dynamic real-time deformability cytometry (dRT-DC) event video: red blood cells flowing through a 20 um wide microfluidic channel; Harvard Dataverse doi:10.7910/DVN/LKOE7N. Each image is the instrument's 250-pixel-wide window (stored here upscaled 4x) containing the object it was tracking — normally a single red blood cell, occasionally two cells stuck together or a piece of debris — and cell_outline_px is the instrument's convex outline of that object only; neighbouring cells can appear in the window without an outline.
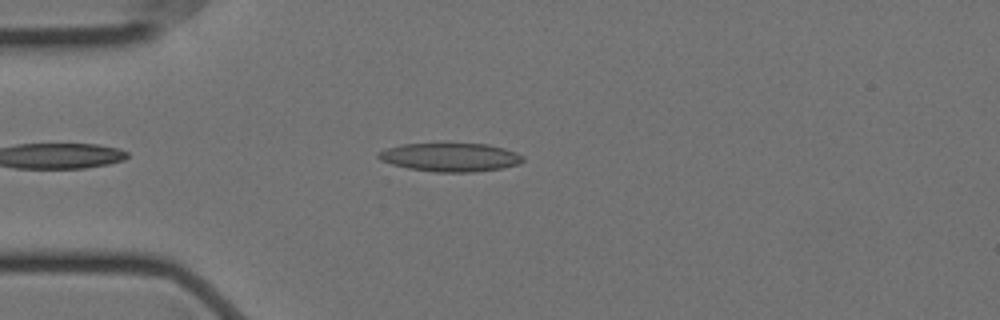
{"species": "Egyptian fruit bat (a non-hibernating species)", "species_latin": "Rousettus aegyptiacus", "temperature_condition": "cold", "stored_images_in_passage": 45, "camera_frame_rate_fps": 3000, "um_per_image_px": 0.085, "animal": {"sex": "female"}, "frame": {"image": 1, "passage_image": 6, "time_ms": 1.667, "image_size_px": [1000, 320], "cell_outline_px": [[524, 160], [520, 164], [500, 168], [472, 172], [436, 172], [408, 168], [392, 164], [380, 160], [376, 156], [384, 148], [400, 144], [448, 140], [488, 144], [504, 148], [516, 152], [524, 156]], "centroid_in_image_um": [38.25, 13.3], "position_along_channel_um": 46.7, "area_um2": 25.26}}
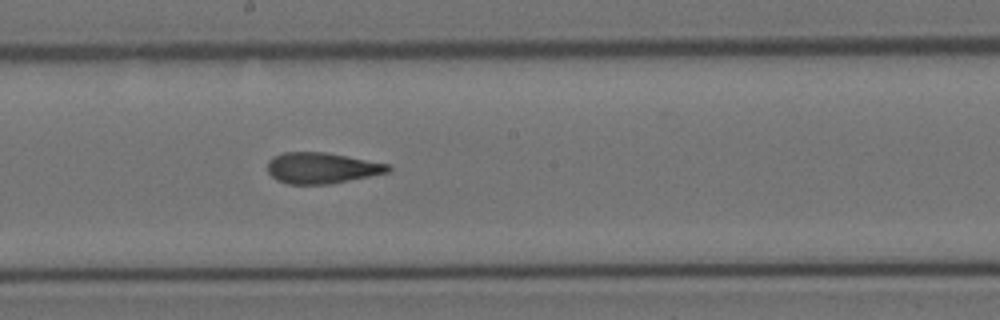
{"frame": {"image": 2, "passage_image": 22, "time_ms": 7.0, "image_size_px": [1000, 320], "cell_outline_px": [[392, 168], [388, 172], [332, 184], [288, 184], [276, 180], [268, 172], [268, 160], [272, 156], [284, 152], [324, 152], [392, 164]], "centroid_in_image_um": [27.35, 14.28], "position_along_channel_um": 220.8, "area_um2": 21.91}}
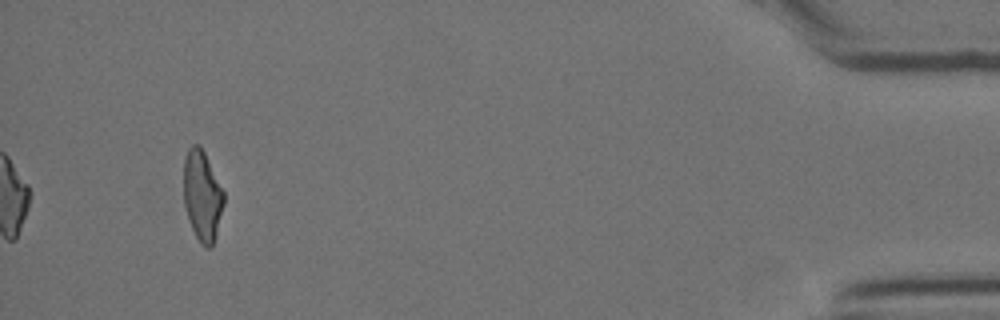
{"frame": {"image": 3, "passage_image": 45, "time_ms": 14.667, "image_size_px": [1000, 320], "cell_outline_px": [[224, 204], [216, 236], [212, 248], [208, 248], [200, 244], [188, 220], [184, 204], [184, 156], [188, 148], [192, 144], [200, 144], [224, 192]], "centroid_in_image_um": [17.18, 16.65], "position_along_channel_um": 418.0, "area_um2": 21.27}, "authors_computed_cell_mechanics": {"area_um2": 22.1374, "velocity_mm_per_s": 3.5309, "shape_relaxation_time_tau1_ms": null, "shape_relaxation_time_tau2_ms": 2.4096, "deformation_change_tau1": null, "deformation_change_tau2": 0.1191}}